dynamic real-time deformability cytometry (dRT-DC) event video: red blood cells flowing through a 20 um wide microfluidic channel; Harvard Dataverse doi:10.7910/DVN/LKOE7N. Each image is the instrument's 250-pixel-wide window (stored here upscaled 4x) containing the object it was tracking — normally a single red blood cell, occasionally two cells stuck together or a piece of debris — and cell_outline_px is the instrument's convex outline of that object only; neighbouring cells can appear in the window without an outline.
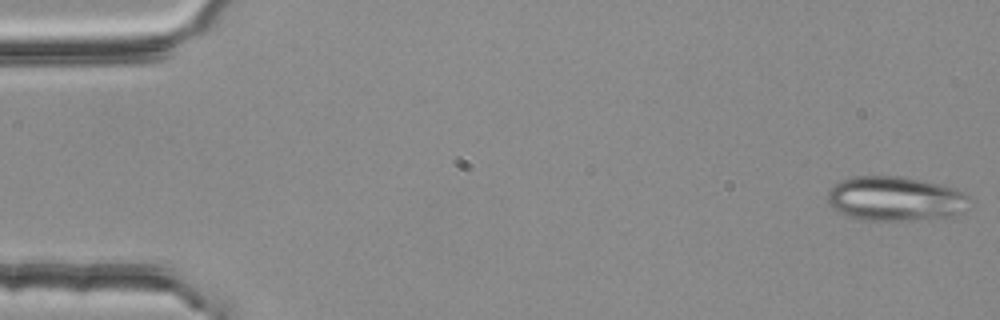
{"species": "common noctule bat (a hibernating species)", "species_latin": "Nyctalus noctula", "temperature_condition": "room temperature", "stored_images_in_passage": 54, "segment_of_instrument_passage": [1, 2], "camera_frame_rate_fps": 3000, "um_per_image_px": 0.085, "animal": {"sex": "female", "body_mass_g": 25.1}, "frame": {"image": 1, "passage_image": 1, "time_ms": 0.0, "image_size_px": [1000, 320], "cell_outline_px": [[972, 196], [964, 212], [952, 216], [908, 220], [864, 220], [848, 216], [836, 212], [828, 204], [828, 188], [840, 180], [856, 176], [904, 176], [940, 184], [968, 192]], "centroid_in_image_um": [76.11, 16.88], "position_along_channel_um": 8.9, "area_um2": 37.34}}